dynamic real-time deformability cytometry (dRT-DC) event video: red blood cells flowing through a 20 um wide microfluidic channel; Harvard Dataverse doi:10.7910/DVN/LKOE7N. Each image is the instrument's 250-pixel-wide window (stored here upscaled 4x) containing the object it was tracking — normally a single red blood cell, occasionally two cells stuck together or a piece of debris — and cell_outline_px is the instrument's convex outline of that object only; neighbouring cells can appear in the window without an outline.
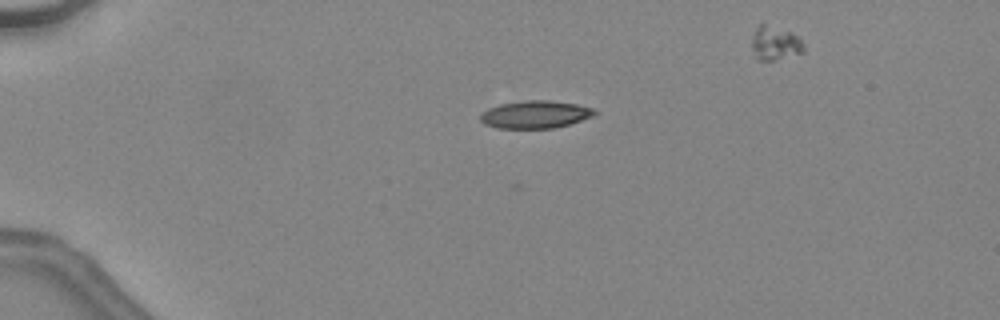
{"species": "common noctule bat (a hibernating species)", "species_latin": "Nyctalus noctula", "temperature_condition": "warm", "stored_images_in_passage": 43, "camera_frame_rate_fps": 3000, "um_per_image_px": 0.085, "animal": {"sex": "female", "body_mass_g": 24.6, "forearm_length_mm": 56.2}, "frame": {"image": 1, "passage_image": 11, "time_ms": 3.333, "image_size_px": [1000, 320], "cell_outline_px": [[596, 116], [556, 128], [496, 128], [484, 124], [480, 120], [480, 116], [488, 108], [500, 104], [528, 100], [548, 100], [576, 104], [592, 108], [596, 112]], "centroid_in_image_um": [45.51, 9.74], "position_along_channel_um": 39.5, "area_um2": 18.38}}
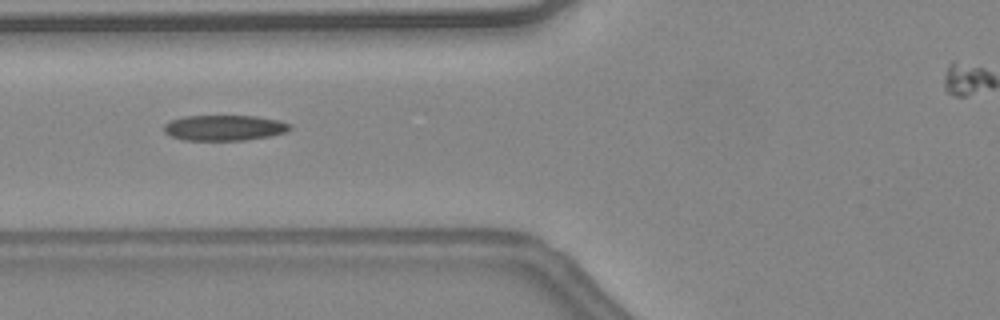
{"frame": {"image": 2, "passage_image": 19, "time_ms": 6.0, "image_size_px": [1000, 320], "cell_outline_px": [[292, 128], [284, 132], [272, 136], [244, 140], [184, 140], [172, 136], [164, 132], [164, 124], [172, 120], [184, 116], [256, 116], [276, 120], [292, 124]], "centroid_in_image_um": [19.08, 10.86], "position_along_channel_um": 106.7, "area_um2": 18.67}}
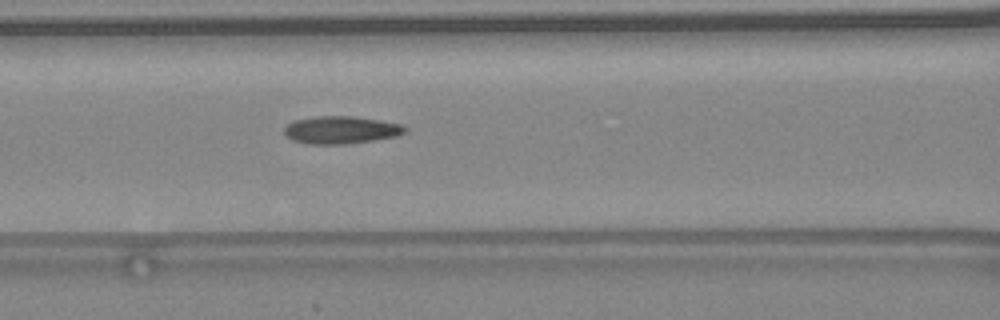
{"frame": {"image": 3, "passage_image": 21, "time_ms": 6.667, "image_size_px": [1000, 320], "cell_outline_px": [[408, 128], [404, 132], [396, 136], [372, 140], [344, 144], [308, 144], [292, 140], [284, 136], [284, 128], [292, 120], [316, 116], [352, 116], [380, 120], [400, 124]], "centroid_in_image_um": [28.92, 11.04], "position_along_channel_um": 137.7, "area_um2": 19.42}}